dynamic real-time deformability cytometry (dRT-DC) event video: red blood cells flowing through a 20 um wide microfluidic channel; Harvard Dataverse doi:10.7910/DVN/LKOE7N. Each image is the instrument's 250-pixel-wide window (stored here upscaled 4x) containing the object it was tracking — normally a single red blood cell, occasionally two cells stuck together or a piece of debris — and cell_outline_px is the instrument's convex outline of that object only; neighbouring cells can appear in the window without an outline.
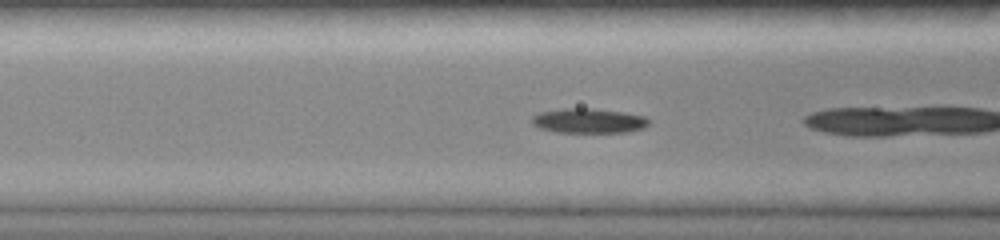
{"species": "common noctule bat (a hibernating species)", "species_latin": "Nyctalus noctula", "temperature_condition": "room temperature", "stored_images_in_passage": 23, "camera_frame_rate_fps": 3000, "um_per_image_px": 0.085, "animal": {"sex": "female", "body_mass_g": 19.0, "forearm_length_mm": 51.5}, "frame": {"image": 1, "passage_image": 16, "time_ms": 5.0, "image_size_px": [1000, 240], "cell_outline_px": [[648, 124], [644, 128], [628, 132], [556, 132], [540, 128], [532, 124], [532, 116], [540, 112], [564, 108], [592, 108], [624, 112], [644, 116], [648, 120]], "centroid_in_image_um": [50.03, 10.26], "position_along_channel_um": 116.6, "area_um2": 16.82}}
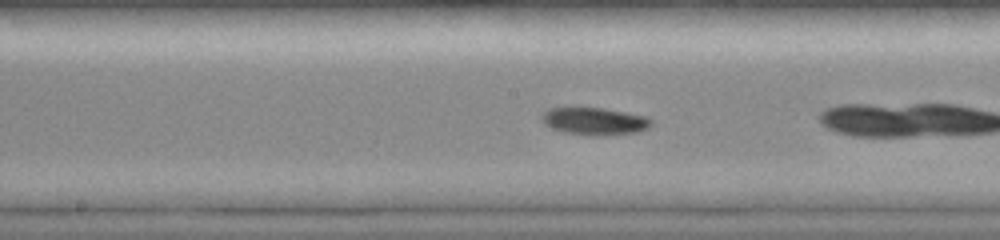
{"frame": {"image": 2, "passage_image": 22, "time_ms": 7.0, "image_size_px": [1000, 240], "cell_outline_px": [[652, 124], [648, 128], [636, 132], [564, 132], [552, 128], [544, 124], [540, 116], [548, 108], [604, 108], [648, 116], [652, 120]], "centroid_in_image_um": [50.53, 10.23], "position_along_channel_um": 197.7, "area_um2": 16.42}}